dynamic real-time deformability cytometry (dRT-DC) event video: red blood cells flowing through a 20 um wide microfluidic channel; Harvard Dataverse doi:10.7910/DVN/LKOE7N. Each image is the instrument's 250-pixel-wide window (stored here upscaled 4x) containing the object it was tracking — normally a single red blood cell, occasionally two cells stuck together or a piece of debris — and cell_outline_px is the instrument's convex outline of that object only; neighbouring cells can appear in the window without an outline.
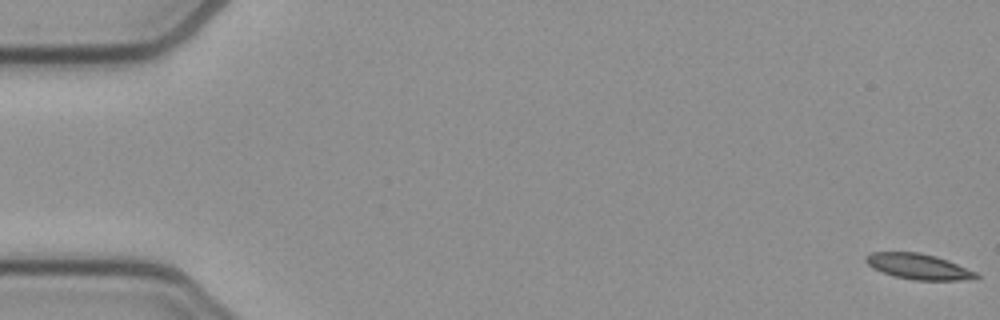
{"species": "common noctule bat (a hibernating species)", "species_latin": "Nyctalus noctula", "temperature_condition": "cold", "stored_images_in_passage": 54, "segment_of_instrument_passage": [1, 2], "camera_frame_rate_fps": 3000, "um_per_image_px": 0.085, "animal": {"sex": "female", "body_mass_g": 21.9}, "frame": {"image": 1, "passage_image": 1, "time_ms": 0.0, "image_size_px": [1000, 320], "cell_outline_px": [[980, 276], [960, 280], [912, 280], [892, 276], [872, 268], [864, 260], [864, 256], [872, 252], [920, 252], [936, 256], [948, 260], [976, 272]], "centroid_in_image_um": [78.01, 22.64], "position_along_channel_um": 7.0, "area_um2": 16.47}}
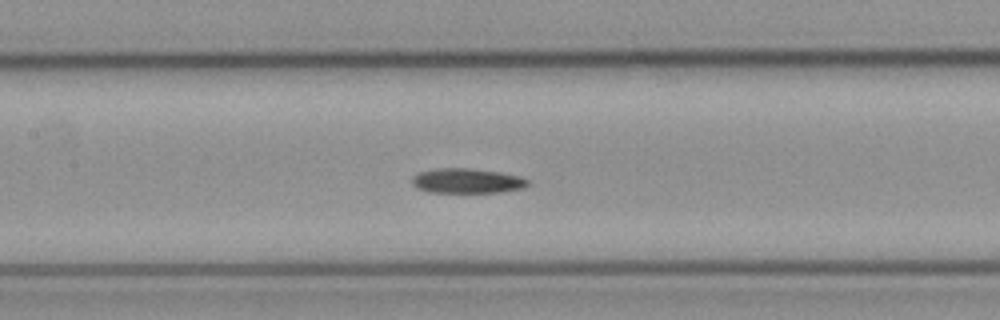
{"frame": {"image": 2, "passage_image": 25, "time_ms": 8.0, "image_size_px": [1000, 320], "cell_outline_px": [[528, 184], [524, 188], [500, 192], [428, 192], [416, 188], [412, 184], [412, 176], [416, 172], [436, 168], [468, 168], [500, 172], [520, 176], [528, 180]], "centroid_in_image_um": [39.65, 15.36], "position_along_channel_um": 167.8, "area_um2": 16.88}}
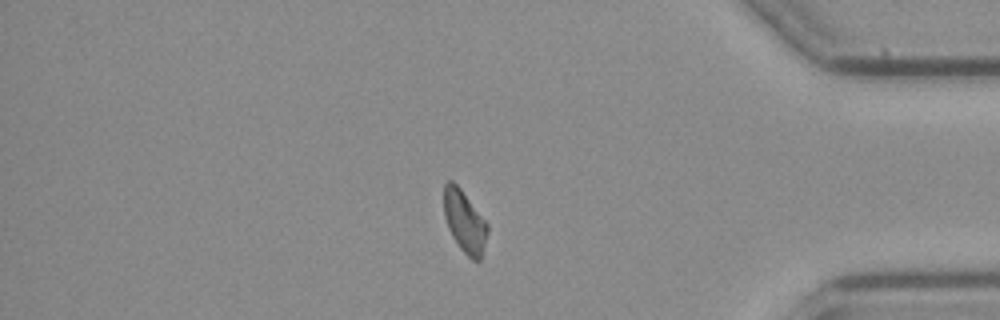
{"frame": {"image": 3, "passage_image": 45, "time_ms": 14.667, "image_size_px": [1000, 320], "cell_outline_px": [[488, 232], [480, 260], [472, 260], [460, 248], [452, 236], [448, 228], [444, 216], [444, 184], [448, 180], [452, 180], [460, 188], [488, 224]], "centroid_in_image_um": [39.48, 18.82], "position_along_channel_um": 395.7, "area_um2": 15.61}}